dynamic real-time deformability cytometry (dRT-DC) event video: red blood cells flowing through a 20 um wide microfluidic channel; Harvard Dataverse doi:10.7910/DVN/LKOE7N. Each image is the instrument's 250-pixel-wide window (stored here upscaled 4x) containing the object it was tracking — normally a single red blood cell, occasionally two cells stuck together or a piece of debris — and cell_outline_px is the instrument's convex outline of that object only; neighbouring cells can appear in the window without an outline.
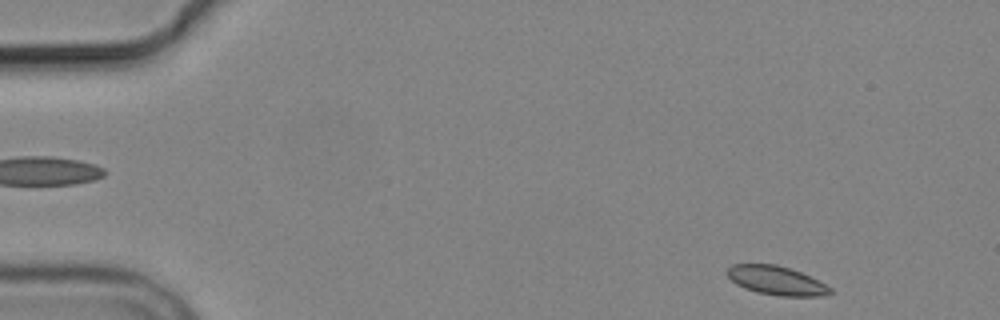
{"species": "common noctule bat (a hibernating species)", "species_latin": "Nyctalus noctula", "temperature_condition": "cold", "stored_images_in_passage": 4, "segment_of_instrument_passage": [2, 2], "camera_frame_rate_fps": 3000, "um_per_image_px": 0.085, "animal": {"sex": "male", "body_mass_g": 19.2, "forearm_length_mm": 51.8}, "frame": {"image": 1, "passage_image": 4, "time_ms": 4.333, "image_size_px": [1000, 320], "cell_outline_px": [[832, 292], [824, 296], [780, 296], [756, 292], [744, 288], [736, 284], [724, 272], [732, 264], [776, 264], [800, 272], [832, 288]], "centroid_in_image_um": [65.95, 23.85], "position_along_channel_um": 19.0, "area_um2": 17.22}}